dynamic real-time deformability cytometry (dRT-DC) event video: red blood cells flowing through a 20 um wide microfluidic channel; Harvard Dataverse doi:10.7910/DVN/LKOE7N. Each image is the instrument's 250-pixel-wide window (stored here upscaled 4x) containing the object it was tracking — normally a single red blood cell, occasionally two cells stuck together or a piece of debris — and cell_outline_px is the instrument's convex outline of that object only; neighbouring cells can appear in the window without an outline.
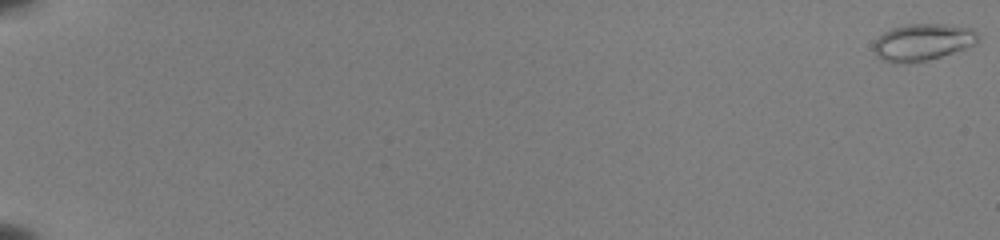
{"species": "common noctule bat (a hibernating species)", "species_latin": "Nyctalus noctula", "temperature_condition": "room temperature", "stored_images_in_passage": 55, "camera_frame_rate_fps": 3000, "um_per_image_px": 0.085, "animal": {"sex": "female", "body_mass_g": 22.0, "forearm_length_mm": 56.7}, "frame": {"image": 1, "passage_image": 1, "time_ms": 0.0, "image_size_px": [1000, 240], "cell_outline_px": [[980, 40], [976, 44], [928, 60], [892, 64], [876, 56], [876, 40], [884, 32], [892, 28], [908, 24], [944, 24], [972, 28], [980, 36]], "centroid_in_image_um": [78.47, 3.57], "position_along_channel_um": 6.5, "area_um2": 22.14}}
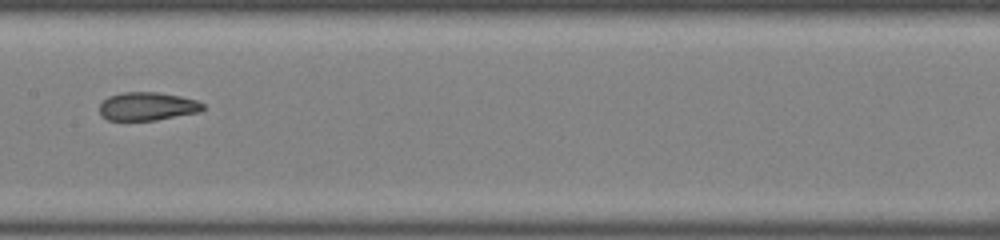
{"frame": {"image": 2, "passage_image": 32, "time_ms": 10.333, "image_size_px": [1000, 240], "cell_outline_px": [[204, 108], [200, 112], [156, 120], [108, 120], [100, 116], [100, 104], [108, 96], [124, 92], [156, 92], [180, 96], [196, 100], [204, 104]], "centroid_in_image_um": [12.52, 9.04], "position_along_channel_um": 194.9, "area_um2": 17.05}}
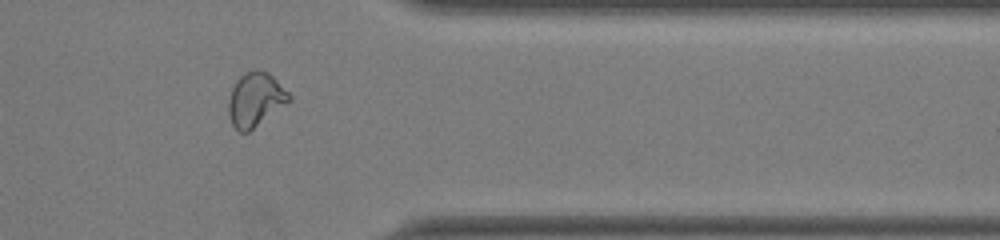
{"frame": {"image": 3, "passage_image": 47, "time_ms": 15.333, "image_size_px": [1000, 240], "cell_outline_px": [[292, 100], [248, 132], [240, 132], [232, 124], [228, 112], [228, 100], [232, 88], [236, 80], [244, 72], [260, 68], [268, 72], [292, 96]], "centroid_in_image_um": [21.71, 8.44], "position_along_channel_um": 389.7, "area_um2": 19.07}, "authors_computed_cell_mechanics": {"area_um2": 18.9584, "velocity_mm_per_s": 3.9874, "shape_relaxation_time_tau1_ms": 7.2951, "shape_relaxation_time_tau2_ms": 1.5923, "deformation_change_tau1": 0.231, "deformation_change_tau2": 0.0814}}